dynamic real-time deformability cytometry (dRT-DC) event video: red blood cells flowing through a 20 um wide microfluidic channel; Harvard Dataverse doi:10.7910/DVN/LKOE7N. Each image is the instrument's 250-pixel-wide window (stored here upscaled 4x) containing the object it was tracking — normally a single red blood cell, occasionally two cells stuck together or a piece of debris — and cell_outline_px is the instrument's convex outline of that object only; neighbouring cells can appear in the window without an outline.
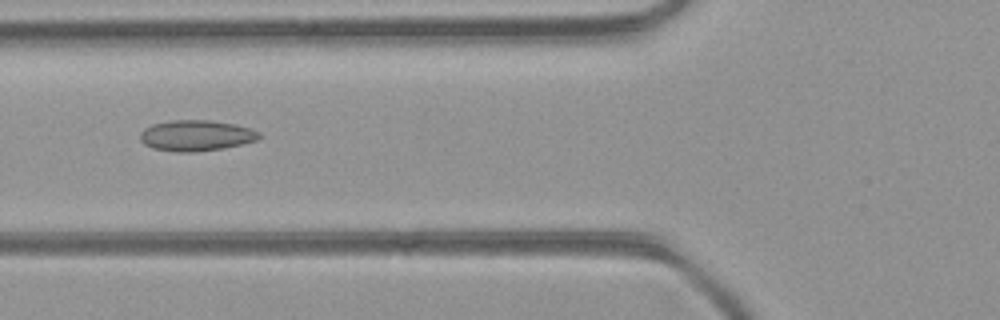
{"species": "common noctule bat (a hibernating species)", "species_latin": "Nyctalus noctula", "temperature_condition": "room temperature", "stored_images_in_passage": 4, "camera_frame_rate_fps": 3000, "um_per_image_px": 0.085, "animal": {"sex": "female", "body_mass_g": 21.9}, "frame": {"image": 1, "passage_image": 3, "time_ms": 0.667, "image_size_px": [1000, 320], "cell_outline_px": [[260, 136], [256, 140], [224, 148], [196, 152], [176, 152], [152, 148], [144, 144], [140, 140], [140, 132], [144, 128], [152, 124], [172, 120], [208, 120], [236, 124], [260, 132]], "centroid_in_image_um": [16.63, 11.52], "position_along_channel_um": 109.2, "area_um2": 21.39}}
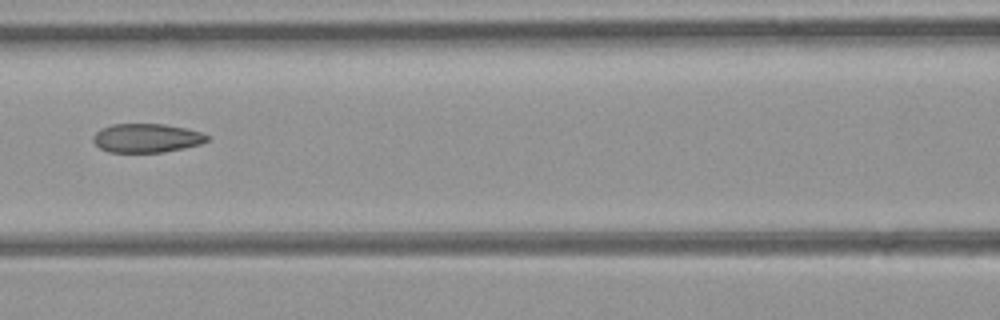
{"frame": {"image": 2, "passage_image": 4, "time_ms": 1.0, "image_size_px": [1000, 320], "cell_outline_px": [[208, 140], [200, 144], [184, 148], [164, 152], [108, 152], [100, 148], [92, 140], [92, 136], [100, 128], [112, 124], [164, 124], [184, 128], [200, 132], [208, 136]], "centroid_in_image_um": [12.42, 11.73], "position_along_channel_um": 154.2, "area_um2": 19.13}}